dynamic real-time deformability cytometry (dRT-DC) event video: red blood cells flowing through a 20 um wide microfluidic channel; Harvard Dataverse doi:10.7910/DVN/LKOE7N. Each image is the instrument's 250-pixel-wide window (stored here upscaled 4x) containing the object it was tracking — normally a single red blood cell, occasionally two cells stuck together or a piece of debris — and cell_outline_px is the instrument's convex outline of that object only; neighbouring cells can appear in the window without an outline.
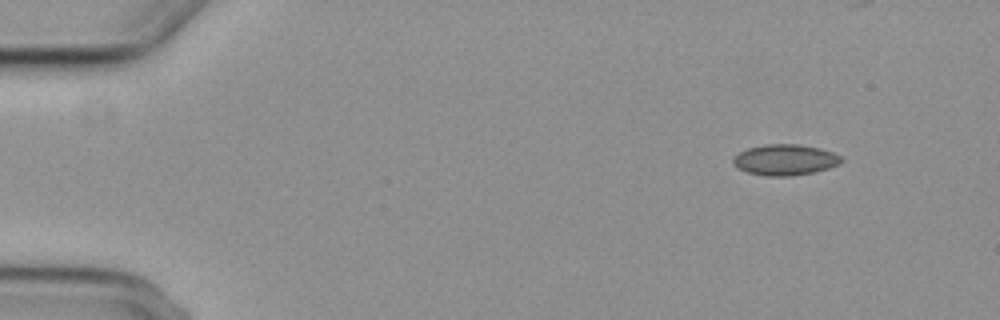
{"species": "common noctule bat (a hibernating species)", "species_latin": "Nyctalus noctula", "temperature_condition": "cold", "stored_images_in_passage": 5, "segment_of_instrument_passage": [1, 2], "camera_frame_rate_fps": 3000, "um_per_image_px": 0.085, "animal": {"sex": "female", "body_mass_g": 29.2, "forearm_length_mm": 56.3}, "frame": {"image": 1, "passage_image": 1, "time_ms": 0.0, "image_size_px": [1000, 320], "cell_outline_px": [[844, 160], [840, 164], [828, 168], [812, 172], [788, 176], [768, 176], [748, 172], [732, 164], [732, 160], [740, 152], [748, 148], [764, 144], [800, 144], [820, 148], [832, 152], [840, 156]], "centroid_in_image_um": [66.75, 13.57], "position_along_channel_um": 18.3, "area_um2": 19.31}}
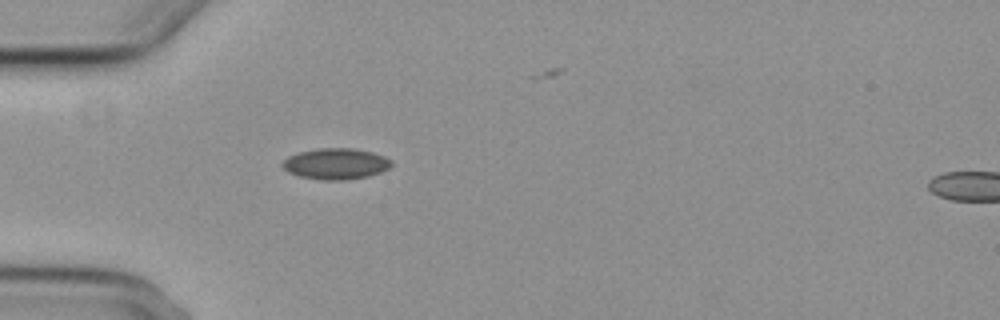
{"frame": {"image": 2, "passage_image": 4, "time_ms": 3.667, "image_size_px": [1000, 320], "cell_outline_px": [[392, 164], [388, 168], [380, 172], [368, 176], [344, 180], [324, 180], [300, 176], [288, 172], [280, 164], [288, 156], [300, 152], [316, 148], [352, 148], [372, 152], [384, 156], [392, 160]], "centroid_in_image_um": [28.54, 13.91], "position_along_channel_um": 56.5, "area_um2": 19.65}}